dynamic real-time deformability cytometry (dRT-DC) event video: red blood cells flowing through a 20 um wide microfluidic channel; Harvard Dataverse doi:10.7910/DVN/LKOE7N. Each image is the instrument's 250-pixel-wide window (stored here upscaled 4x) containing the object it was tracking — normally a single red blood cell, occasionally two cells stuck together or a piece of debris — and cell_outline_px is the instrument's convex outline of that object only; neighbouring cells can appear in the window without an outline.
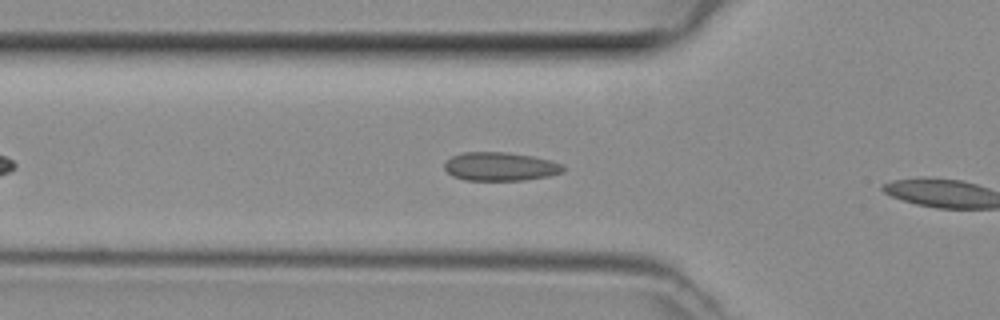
{"species": "common noctule bat (a hibernating species)", "species_latin": "Nyctalus noctula", "temperature_condition": "room temperature", "stored_images_in_passage": 8, "camera_frame_rate_fps": 3000, "um_per_image_px": 0.085, "animal": {"sex": "female", "body_mass_g": 29.2, "forearm_length_mm": 56.3}, "frame": {"image": 1, "passage_image": 7, "time_ms": 2.0, "image_size_px": [1000, 320], "cell_outline_px": [[564, 172], [548, 176], [524, 180], [464, 180], [452, 176], [444, 168], [444, 164], [452, 156], [464, 152], [508, 152], [532, 156], [552, 160], [564, 164]], "centroid_in_image_um": [42.55, 14.15], "position_along_channel_um": 83.3, "area_um2": 19.88}}